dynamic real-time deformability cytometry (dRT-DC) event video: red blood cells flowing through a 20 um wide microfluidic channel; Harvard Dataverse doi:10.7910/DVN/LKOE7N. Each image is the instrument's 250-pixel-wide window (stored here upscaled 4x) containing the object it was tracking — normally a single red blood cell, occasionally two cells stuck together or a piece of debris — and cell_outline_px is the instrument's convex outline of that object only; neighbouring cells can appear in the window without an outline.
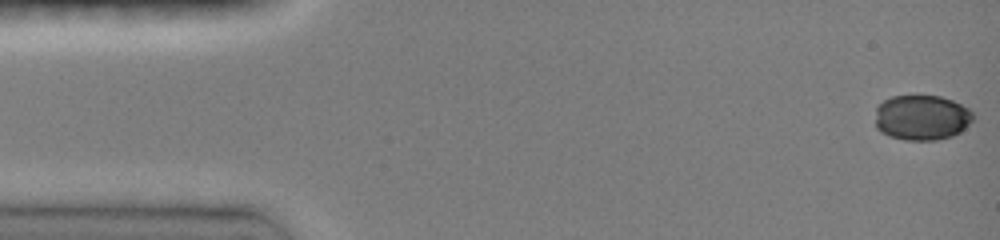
{"species": "common noctule bat (a hibernating species)", "species_latin": "Nyctalus noctula", "temperature_condition": "room temperature", "stored_images_in_passage": 11, "camera_frame_rate_fps": 3000, "um_per_image_px": 0.085, "animal": {"sex": "female", "body_mass_g": 19.0, "forearm_length_mm": 51.5}, "frame": {"image": 1, "passage_image": 1, "time_ms": 0.0, "image_size_px": [1000, 240], "cell_outline_px": [[972, 120], [960, 132], [952, 136], [936, 140], [904, 140], [888, 136], [880, 132], [876, 128], [876, 108], [884, 100], [892, 96], [916, 92], [940, 96], [952, 100], [968, 108], [972, 112]], "centroid_in_image_um": [78.31, 9.95], "position_along_channel_um": 6.7, "area_um2": 26.47}}
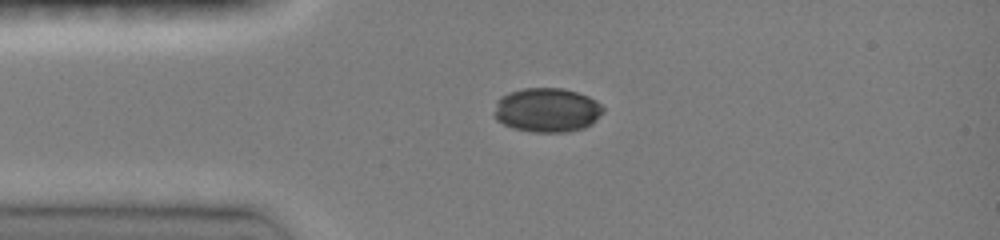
{"frame": {"image": 2, "passage_image": 7, "time_ms": 3.333, "image_size_px": [1000, 240], "cell_outline_px": [[604, 112], [592, 124], [584, 128], [568, 132], [532, 132], [512, 128], [496, 120], [496, 100], [500, 96], [508, 92], [524, 88], [564, 88], [588, 96], [596, 100], [604, 108]], "centroid_in_image_um": [46.51, 9.35], "position_along_channel_um": 38.5, "area_um2": 28.26}}